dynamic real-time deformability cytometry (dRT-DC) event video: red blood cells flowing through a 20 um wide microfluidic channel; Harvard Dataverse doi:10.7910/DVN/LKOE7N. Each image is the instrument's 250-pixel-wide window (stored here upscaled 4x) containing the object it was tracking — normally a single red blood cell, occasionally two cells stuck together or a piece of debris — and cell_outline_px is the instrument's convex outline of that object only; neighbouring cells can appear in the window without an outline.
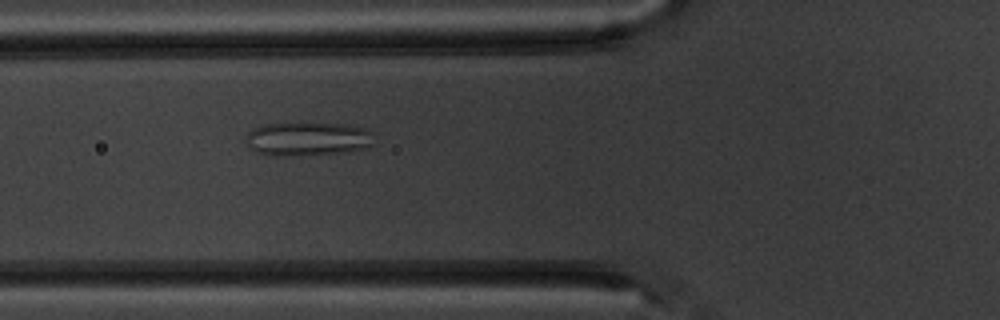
{"species": "common noctule bat (a hibernating species)", "species_latin": "Nyctalus noctula", "temperature_condition": "warm", "stored_images_in_passage": 6, "camera_frame_rate_fps": 3000, "um_per_image_px": 0.085, "animal": {"sex": "male", "body_mass_g": 20.1, "forearm_length_mm": 53.5}, "frame": {"image": 1, "passage_image": 6, "time_ms": 6.333, "image_size_px": [1000, 320], "cell_outline_px": [[376, 132], [372, 144], [368, 148], [348, 152], [276, 156], [272, 156], [256, 152], [248, 148], [244, 140], [248, 132], [252, 128], [260, 124], [300, 120], [348, 124], [368, 128]], "centroid_in_image_um": [26.16, 11.74], "position_along_channel_um": 99.6, "area_um2": 26.88}}